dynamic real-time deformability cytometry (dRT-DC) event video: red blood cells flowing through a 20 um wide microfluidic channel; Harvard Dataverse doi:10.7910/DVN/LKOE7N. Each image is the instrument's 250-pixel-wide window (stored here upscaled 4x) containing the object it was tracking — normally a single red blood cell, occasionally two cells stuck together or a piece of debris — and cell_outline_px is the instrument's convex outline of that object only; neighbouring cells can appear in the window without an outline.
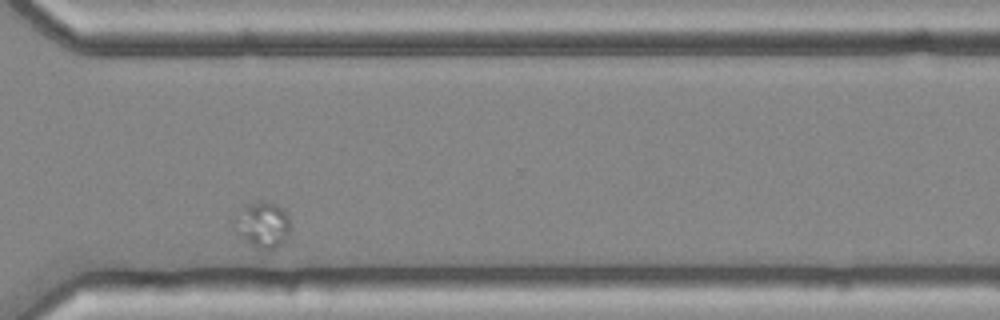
{"species": "common noctule bat (a hibernating species)", "species_latin": "Nyctalus noctula", "temperature_condition": "cold", "stored_images_in_passage": 55, "segment_of_instrument_passage": [1, 2], "camera_frame_rate_fps": 3000, "um_per_image_px": 0.085, "animal": {"sex": "female", "body_mass_g": 25.1}, "frame": {"image": 1, "passage_image": 45, "time_ms": 14.667, "image_size_px": [1000, 320], "cell_outline_px": [[292, 228], [288, 236], [276, 248], [268, 252], [256, 248], [236, 232], [232, 220], [248, 204], [260, 200], [268, 200], [276, 204], [288, 216]], "centroid_in_image_um": [22.35, 19.12], "position_along_channel_um": 348.2, "area_um2": 15.14}}